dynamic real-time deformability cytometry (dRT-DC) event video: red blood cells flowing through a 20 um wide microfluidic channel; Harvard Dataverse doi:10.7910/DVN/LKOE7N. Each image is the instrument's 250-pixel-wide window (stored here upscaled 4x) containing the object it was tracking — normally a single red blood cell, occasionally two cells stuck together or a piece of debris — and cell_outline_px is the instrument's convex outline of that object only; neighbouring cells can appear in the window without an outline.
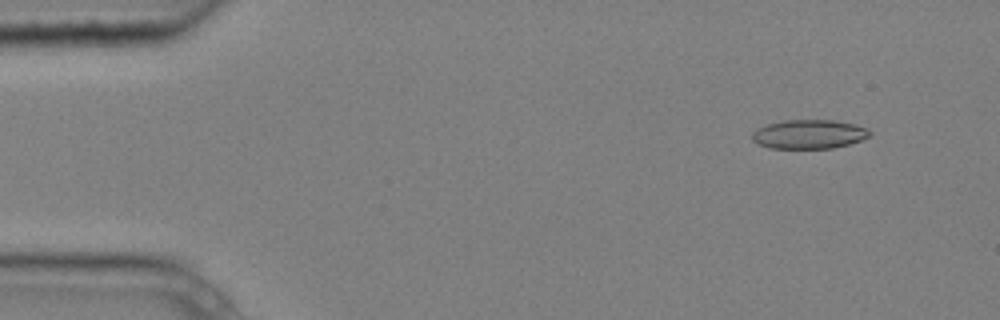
{"species": "common noctule bat (a hibernating species)", "species_latin": "Nyctalus noctula", "temperature_condition": "cold", "stored_images_in_passage": 4, "camera_frame_rate_fps": 3000, "um_per_image_px": 0.085, "animal": {"sex": "male", "body_mass_g": 20.4}, "frame": {"image": 1, "passage_image": 2, "time_ms": 0.333, "image_size_px": [1000, 320], "cell_outline_px": [[872, 136], [848, 144], [832, 148], [768, 148], [752, 140], [752, 132], [756, 128], [768, 124], [784, 120], [836, 120], [856, 124], [868, 128], [872, 132]], "centroid_in_image_um": [68.8, 11.4], "position_along_channel_um": 16.2, "area_um2": 20.06}}
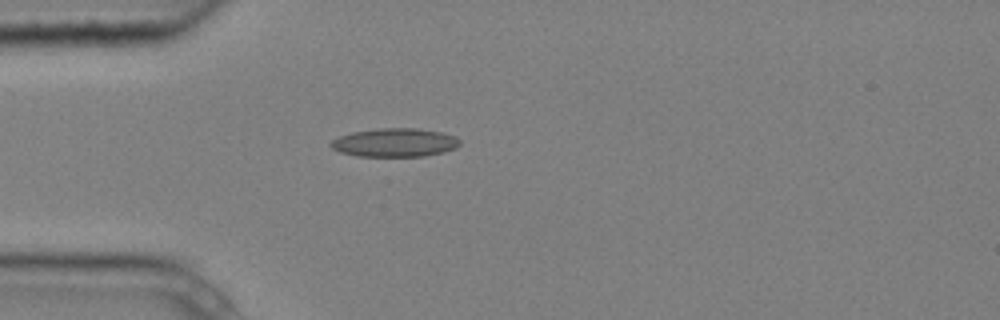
{"frame": {"image": 2, "passage_image": 4, "time_ms": 1.0, "image_size_px": [1000, 320], "cell_outline_px": [[460, 144], [456, 148], [444, 152], [424, 156], [356, 156], [340, 152], [332, 148], [328, 144], [332, 140], [340, 136], [352, 132], [380, 128], [420, 128], [440, 132], [456, 136], [460, 140]], "centroid_in_image_um": [33.57, 12.11], "position_along_channel_um": 51.4, "area_um2": 21.56}}